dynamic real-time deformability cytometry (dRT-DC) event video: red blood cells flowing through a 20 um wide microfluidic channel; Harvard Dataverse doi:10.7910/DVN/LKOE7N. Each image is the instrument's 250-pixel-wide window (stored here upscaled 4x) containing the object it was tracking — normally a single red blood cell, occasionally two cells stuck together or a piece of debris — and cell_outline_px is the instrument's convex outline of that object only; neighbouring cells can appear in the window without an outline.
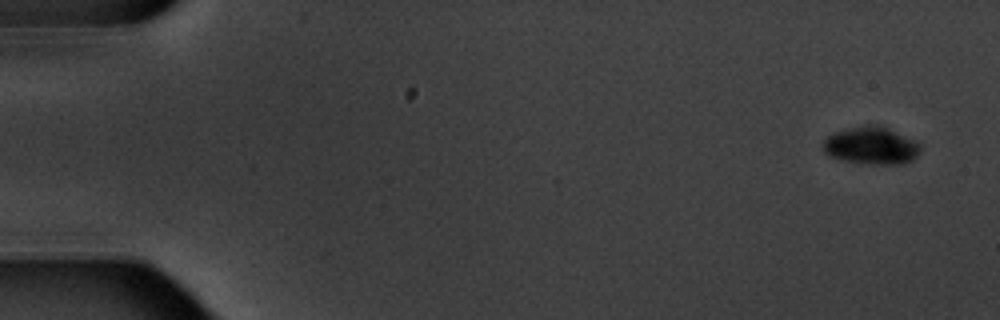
{"species": "common noctule bat (a hibernating species)", "species_latin": "Nyctalus noctula", "temperature_condition": "warm", "stored_images_in_passage": 5, "camera_frame_rate_fps": 3000, "um_per_image_px": 0.085, "animal": {"sex": "male", "body_mass_g": 20.1, "forearm_length_mm": 53.5}, "frame": {"image": 1, "passage_image": 1, "time_ms": 0.0, "image_size_px": [1000, 320], "cell_outline_px": [[920, 152], [912, 160], [904, 164], [872, 164], [844, 160], [828, 156], [820, 148], [824, 140], [828, 136], [836, 132], [848, 128], [864, 124], [888, 128], [916, 140], [920, 144]], "centroid_in_image_um": [74.05, 12.38], "position_along_channel_um": 11.0, "area_um2": 21.33}}
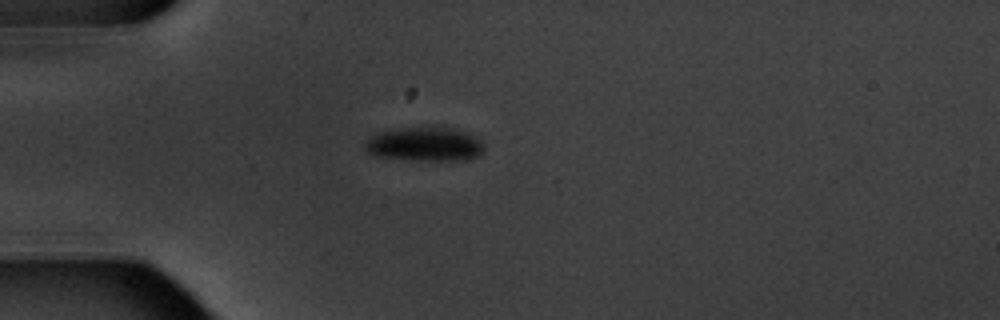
{"frame": {"image": 2, "passage_image": 5, "time_ms": 4.667, "image_size_px": [1000, 320], "cell_outline_px": [[484, 148], [476, 156], [468, 160], [416, 160], [376, 156], [368, 152], [364, 148], [364, 140], [380, 132], [392, 128], [440, 124], [468, 132], [476, 136], [484, 144]], "centroid_in_image_um": [36.11, 12.2], "position_along_channel_um": 48.9, "area_um2": 24.51}}